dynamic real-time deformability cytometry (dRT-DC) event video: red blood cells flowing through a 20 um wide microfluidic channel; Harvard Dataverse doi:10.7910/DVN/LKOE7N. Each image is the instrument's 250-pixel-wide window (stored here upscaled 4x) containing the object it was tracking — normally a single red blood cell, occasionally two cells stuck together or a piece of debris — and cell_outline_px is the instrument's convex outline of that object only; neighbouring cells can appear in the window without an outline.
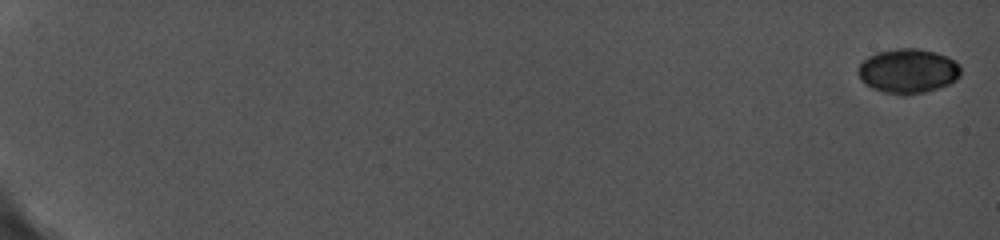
{"species": "common noctule bat (a hibernating species)", "species_latin": "Nyctalus noctula", "temperature_condition": "cold", "stored_images_in_passage": 13, "camera_frame_rate_fps": 5000, "um_per_image_px": 0.085, "animal": {"sex": "female", "body_mass_g": 19.0, "forearm_length_mm": 56.7}, "frame": {"image": 1, "passage_image": 1, "time_ms": 0.0, "image_size_px": [1000, 240], "cell_outline_px": [[960, 76], [956, 80], [948, 84], [924, 92], [884, 92], [872, 88], [864, 84], [860, 80], [856, 72], [860, 64], [868, 56], [876, 52], [900, 48], [916, 48], [936, 52], [948, 56], [960, 64]], "centroid_in_image_um": [77.17, 5.99], "position_along_channel_um": 7.8, "area_um2": 26.3}}
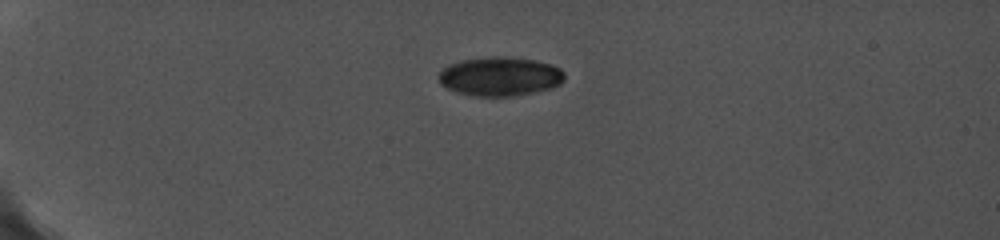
{"frame": {"image": 2, "passage_image": 10, "time_ms": 5.4, "image_size_px": [1000, 240], "cell_outline_px": [[564, 80], [560, 84], [548, 88], [532, 92], [508, 96], [476, 96], [460, 92], [448, 88], [440, 84], [436, 76], [448, 64], [460, 60], [492, 56], [508, 56], [536, 60], [552, 64], [560, 68], [564, 72]], "centroid_in_image_um": [42.48, 6.47], "position_along_channel_um": 42.5, "area_um2": 28.61}}